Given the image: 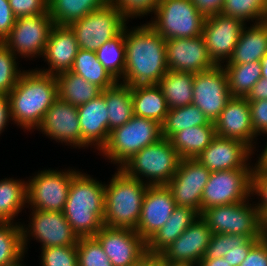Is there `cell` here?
<instances>
[{
	"instance_id": "cell-4",
	"label": "cell",
	"mask_w": 267,
	"mask_h": 266,
	"mask_svg": "<svg viewBox=\"0 0 267 266\" xmlns=\"http://www.w3.org/2000/svg\"><path fill=\"white\" fill-rule=\"evenodd\" d=\"M148 186L117 168L109 184H105L104 226L136 230Z\"/></svg>"
},
{
	"instance_id": "cell-23",
	"label": "cell",
	"mask_w": 267,
	"mask_h": 266,
	"mask_svg": "<svg viewBox=\"0 0 267 266\" xmlns=\"http://www.w3.org/2000/svg\"><path fill=\"white\" fill-rule=\"evenodd\" d=\"M214 127L216 136L242 141L253 151L256 148L254 140L258 138L251 124L249 101L246 98L232 97L214 121Z\"/></svg>"
},
{
	"instance_id": "cell-50",
	"label": "cell",
	"mask_w": 267,
	"mask_h": 266,
	"mask_svg": "<svg viewBox=\"0 0 267 266\" xmlns=\"http://www.w3.org/2000/svg\"><path fill=\"white\" fill-rule=\"evenodd\" d=\"M16 19L9 5V1L0 0V43L9 36Z\"/></svg>"
},
{
	"instance_id": "cell-22",
	"label": "cell",
	"mask_w": 267,
	"mask_h": 266,
	"mask_svg": "<svg viewBox=\"0 0 267 266\" xmlns=\"http://www.w3.org/2000/svg\"><path fill=\"white\" fill-rule=\"evenodd\" d=\"M176 203L166 185L148 186L136 232L146 242L170 218Z\"/></svg>"
},
{
	"instance_id": "cell-3",
	"label": "cell",
	"mask_w": 267,
	"mask_h": 266,
	"mask_svg": "<svg viewBox=\"0 0 267 266\" xmlns=\"http://www.w3.org/2000/svg\"><path fill=\"white\" fill-rule=\"evenodd\" d=\"M105 183L79 170L73 175L64 215L78 237H94L104 226Z\"/></svg>"
},
{
	"instance_id": "cell-16",
	"label": "cell",
	"mask_w": 267,
	"mask_h": 266,
	"mask_svg": "<svg viewBox=\"0 0 267 266\" xmlns=\"http://www.w3.org/2000/svg\"><path fill=\"white\" fill-rule=\"evenodd\" d=\"M245 25L243 21L221 13L205 18L202 36L216 65H223L231 58Z\"/></svg>"
},
{
	"instance_id": "cell-53",
	"label": "cell",
	"mask_w": 267,
	"mask_h": 266,
	"mask_svg": "<svg viewBox=\"0 0 267 266\" xmlns=\"http://www.w3.org/2000/svg\"><path fill=\"white\" fill-rule=\"evenodd\" d=\"M246 99L251 101L267 99V79L261 78L251 89Z\"/></svg>"
},
{
	"instance_id": "cell-31",
	"label": "cell",
	"mask_w": 267,
	"mask_h": 266,
	"mask_svg": "<svg viewBox=\"0 0 267 266\" xmlns=\"http://www.w3.org/2000/svg\"><path fill=\"white\" fill-rule=\"evenodd\" d=\"M61 100L79 107L101 94L102 89L81 76L65 71L55 75Z\"/></svg>"
},
{
	"instance_id": "cell-6",
	"label": "cell",
	"mask_w": 267,
	"mask_h": 266,
	"mask_svg": "<svg viewBox=\"0 0 267 266\" xmlns=\"http://www.w3.org/2000/svg\"><path fill=\"white\" fill-rule=\"evenodd\" d=\"M162 138L161 124L133 116L127 123L109 133L100 153L120 168L134 154Z\"/></svg>"
},
{
	"instance_id": "cell-33",
	"label": "cell",
	"mask_w": 267,
	"mask_h": 266,
	"mask_svg": "<svg viewBox=\"0 0 267 266\" xmlns=\"http://www.w3.org/2000/svg\"><path fill=\"white\" fill-rule=\"evenodd\" d=\"M194 73L168 70L159 81L168 109L192 104Z\"/></svg>"
},
{
	"instance_id": "cell-44",
	"label": "cell",
	"mask_w": 267,
	"mask_h": 266,
	"mask_svg": "<svg viewBox=\"0 0 267 266\" xmlns=\"http://www.w3.org/2000/svg\"><path fill=\"white\" fill-rule=\"evenodd\" d=\"M42 266H78L77 246L41 248Z\"/></svg>"
},
{
	"instance_id": "cell-2",
	"label": "cell",
	"mask_w": 267,
	"mask_h": 266,
	"mask_svg": "<svg viewBox=\"0 0 267 266\" xmlns=\"http://www.w3.org/2000/svg\"><path fill=\"white\" fill-rule=\"evenodd\" d=\"M12 121L27 131L37 129L43 116L59 98L55 75L25 70L8 94Z\"/></svg>"
},
{
	"instance_id": "cell-52",
	"label": "cell",
	"mask_w": 267,
	"mask_h": 266,
	"mask_svg": "<svg viewBox=\"0 0 267 266\" xmlns=\"http://www.w3.org/2000/svg\"><path fill=\"white\" fill-rule=\"evenodd\" d=\"M11 117L10 101L8 96L0 95V135L4 131Z\"/></svg>"
},
{
	"instance_id": "cell-43",
	"label": "cell",
	"mask_w": 267,
	"mask_h": 266,
	"mask_svg": "<svg viewBox=\"0 0 267 266\" xmlns=\"http://www.w3.org/2000/svg\"><path fill=\"white\" fill-rule=\"evenodd\" d=\"M76 246L78 266H113L95 237H80Z\"/></svg>"
},
{
	"instance_id": "cell-12",
	"label": "cell",
	"mask_w": 267,
	"mask_h": 266,
	"mask_svg": "<svg viewBox=\"0 0 267 266\" xmlns=\"http://www.w3.org/2000/svg\"><path fill=\"white\" fill-rule=\"evenodd\" d=\"M28 226L21 225L22 244L27 253V242L30 237L41 243V248L52 246H75L79 237L67 222L63 212L32 209ZM29 238V239H28Z\"/></svg>"
},
{
	"instance_id": "cell-59",
	"label": "cell",
	"mask_w": 267,
	"mask_h": 266,
	"mask_svg": "<svg viewBox=\"0 0 267 266\" xmlns=\"http://www.w3.org/2000/svg\"><path fill=\"white\" fill-rule=\"evenodd\" d=\"M22 261H23V259L21 258L18 261L14 262L10 265H7V266H25L24 264H22Z\"/></svg>"
},
{
	"instance_id": "cell-29",
	"label": "cell",
	"mask_w": 267,
	"mask_h": 266,
	"mask_svg": "<svg viewBox=\"0 0 267 266\" xmlns=\"http://www.w3.org/2000/svg\"><path fill=\"white\" fill-rule=\"evenodd\" d=\"M131 99L134 116L164 123L169 109L158 84L131 86Z\"/></svg>"
},
{
	"instance_id": "cell-15",
	"label": "cell",
	"mask_w": 267,
	"mask_h": 266,
	"mask_svg": "<svg viewBox=\"0 0 267 266\" xmlns=\"http://www.w3.org/2000/svg\"><path fill=\"white\" fill-rule=\"evenodd\" d=\"M210 171L196 159H181L175 175L166 184L178 207H188L201 215V198Z\"/></svg>"
},
{
	"instance_id": "cell-56",
	"label": "cell",
	"mask_w": 267,
	"mask_h": 266,
	"mask_svg": "<svg viewBox=\"0 0 267 266\" xmlns=\"http://www.w3.org/2000/svg\"><path fill=\"white\" fill-rule=\"evenodd\" d=\"M260 235L267 240V209L260 213Z\"/></svg>"
},
{
	"instance_id": "cell-17",
	"label": "cell",
	"mask_w": 267,
	"mask_h": 266,
	"mask_svg": "<svg viewBox=\"0 0 267 266\" xmlns=\"http://www.w3.org/2000/svg\"><path fill=\"white\" fill-rule=\"evenodd\" d=\"M212 234L207 222L200 215L159 256L167 263L197 266L205 256Z\"/></svg>"
},
{
	"instance_id": "cell-55",
	"label": "cell",
	"mask_w": 267,
	"mask_h": 266,
	"mask_svg": "<svg viewBox=\"0 0 267 266\" xmlns=\"http://www.w3.org/2000/svg\"><path fill=\"white\" fill-rule=\"evenodd\" d=\"M142 266H164V260L159 255L146 254L142 258Z\"/></svg>"
},
{
	"instance_id": "cell-48",
	"label": "cell",
	"mask_w": 267,
	"mask_h": 266,
	"mask_svg": "<svg viewBox=\"0 0 267 266\" xmlns=\"http://www.w3.org/2000/svg\"><path fill=\"white\" fill-rule=\"evenodd\" d=\"M249 107L255 135H267V99L251 101Z\"/></svg>"
},
{
	"instance_id": "cell-11",
	"label": "cell",
	"mask_w": 267,
	"mask_h": 266,
	"mask_svg": "<svg viewBox=\"0 0 267 266\" xmlns=\"http://www.w3.org/2000/svg\"><path fill=\"white\" fill-rule=\"evenodd\" d=\"M253 169L210 172L201 198V213L207 208L243 202L252 195Z\"/></svg>"
},
{
	"instance_id": "cell-18",
	"label": "cell",
	"mask_w": 267,
	"mask_h": 266,
	"mask_svg": "<svg viewBox=\"0 0 267 266\" xmlns=\"http://www.w3.org/2000/svg\"><path fill=\"white\" fill-rule=\"evenodd\" d=\"M94 237L113 266L134 265L147 254L146 242L132 229L103 226Z\"/></svg>"
},
{
	"instance_id": "cell-26",
	"label": "cell",
	"mask_w": 267,
	"mask_h": 266,
	"mask_svg": "<svg viewBox=\"0 0 267 266\" xmlns=\"http://www.w3.org/2000/svg\"><path fill=\"white\" fill-rule=\"evenodd\" d=\"M267 54V20L245 25L234 47L231 58L223 65H239L260 62Z\"/></svg>"
},
{
	"instance_id": "cell-14",
	"label": "cell",
	"mask_w": 267,
	"mask_h": 266,
	"mask_svg": "<svg viewBox=\"0 0 267 266\" xmlns=\"http://www.w3.org/2000/svg\"><path fill=\"white\" fill-rule=\"evenodd\" d=\"M231 98L227 73L222 65L194 74L192 104L210 122L214 123Z\"/></svg>"
},
{
	"instance_id": "cell-10",
	"label": "cell",
	"mask_w": 267,
	"mask_h": 266,
	"mask_svg": "<svg viewBox=\"0 0 267 266\" xmlns=\"http://www.w3.org/2000/svg\"><path fill=\"white\" fill-rule=\"evenodd\" d=\"M76 172L72 168L38 171L27 181V205L35 210L63 212L70 182Z\"/></svg>"
},
{
	"instance_id": "cell-1",
	"label": "cell",
	"mask_w": 267,
	"mask_h": 266,
	"mask_svg": "<svg viewBox=\"0 0 267 266\" xmlns=\"http://www.w3.org/2000/svg\"><path fill=\"white\" fill-rule=\"evenodd\" d=\"M125 69L119 81L128 86L158 84L169 70L166 40L148 23L125 26Z\"/></svg>"
},
{
	"instance_id": "cell-24",
	"label": "cell",
	"mask_w": 267,
	"mask_h": 266,
	"mask_svg": "<svg viewBox=\"0 0 267 266\" xmlns=\"http://www.w3.org/2000/svg\"><path fill=\"white\" fill-rule=\"evenodd\" d=\"M79 50L75 32L69 25H54L42 58L47 61L48 69L39 72L56 75L69 71Z\"/></svg>"
},
{
	"instance_id": "cell-61",
	"label": "cell",
	"mask_w": 267,
	"mask_h": 266,
	"mask_svg": "<svg viewBox=\"0 0 267 266\" xmlns=\"http://www.w3.org/2000/svg\"><path fill=\"white\" fill-rule=\"evenodd\" d=\"M131 266H142V259L139 262H137L136 264L131 265Z\"/></svg>"
},
{
	"instance_id": "cell-46",
	"label": "cell",
	"mask_w": 267,
	"mask_h": 266,
	"mask_svg": "<svg viewBox=\"0 0 267 266\" xmlns=\"http://www.w3.org/2000/svg\"><path fill=\"white\" fill-rule=\"evenodd\" d=\"M253 194L259 197V201L255 204L261 213L267 209V163L259 160L255 163L252 174Z\"/></svg>"
},
{
	"instance_id": "cell-35",
	"label": "cell",
	"mask_w": 267,
	"mask_h": 266,
	"mask_svg": "<svg viewBox=\"0 0 267 266\" xmlns=\"http://www.w3.org/2000/svg\"><path fill=\"white\" fill-rule=\"evenodd\" d=\"M27 182L20 179L0 180V222L15 223L14 218L27 204Z\"/></svg>"
},
{
	"instance_id": "cell-28",
	"label": "cell",
	"mask_w": 267,
	"mask_h": 266,
	"mask_svg": "<svg viewBox=\"0 0 267 266\" xmlns=\"http://www.w3.org/2000/svg\"><path fill=\"white\" fill-rule=\"evenodd\" d=\"M259 239L261 236L213 233L203 258L224 257L231 266H239Z\"/></svg>"
},
{
	"instance_id": "cell-19",
	"label": "cell",
	"mask_w": 267,
	"mask_h": 266,
	"mask_svg": "<svg viewBox=\"0 0 267 266\" xmlns=\"http://www.w3.org/2000/svg\"><path fill=\"white\" fill-rule=\"evenodd\" d=\"M167 67L177 72H199L216 66L209 56L203 36L166 40Z\"/></svg>"
},
{
	"instance_id": "cell-36",
	"label": "cell",
	"mask_w": 267,
	"mask_h": 266,
	"mask_svg": "<svg viewBox=\"0 0 267 266\" xmlns=\"http://www.w3.org/2000/svg\"><path fill=\"white\" fill-rule=\"evenodd\" d=\"M69 71L90 83L96 84L102 90L112 87L117 82L97 59L94 51L79 48Z\"/></svg>"
},
{
	"instance_id": "cell-57",
	"label": "cell",
	"mask_w": 267,
	"mask_h": 266,
	"mask_svg": "<svg viewBox=\"0 0 267 266\" xmlns=\"http://www.w3.org/2000/svg\"><path fill=\"white\" fill-rule=\"evenodd\" d=\"M260 62H261L262 78L267 79V54Z\"/></svg>"
},
{
	"instance_id": "cell-30",
	"label": "cell",
	"mask_w": 267,
	"mask_h": 266,
	"mask_svg": "<svg viewBox=\"0 0 267 266\" xmlns=\"http://www.w3.org/2000/svg\"><path fill=\"white\" fill-rule=\"evenodd\" d=\"M215 137L214 125H201L178 131L170 140L181 159H196Z\"/></svg>"
},
{
	"instance_id": "cell-49",
	"label": "cell",
	"mask_w": 267,
	"mask_h": 266,
	"mask_svg": "<svg viewBox=\"0 0 267 266\" xmlns=\"http://www.w3.org/2000/svg\"><path fill=\"white\" fill-rule=\"evenodd\" d=\"M239 266H267V240L259 239Z\"/></svg>"
},
{
	"instance_id": "cell-9",
	"label": "cell",
	"mask_w": 267,
	"mask_h": 266,
	"mask_svg": "<svg viewBox=\"0 0 267 266\" xmlns=\"http://www.w3.org/2000/svg\"><path fill=\"white\" fill-rule=\"evenodd\" d=\"M249 200L207 208L201 217L212 233L261 236L260 213L256 204H249Z\"/></svg>"
},
{
	"instance_id": "cell-27",
	"label": "cell",
	"mask_w": 267,
	"mask_h": 266,
	"mask_svg": "<svg viewBox=\"0 0 267 266\" xmlns=\"http://www.w3.org/2000/svg\"><path fill=\"white\" fill-rule=\"evenodd\" d=\"M199 216L200 214L192 208L176 206L170 218L146 241V253L159 255L198 219Z\"/></svg>"
},
{
	"instance_id": "cell-58",
	"label": "cell",
	"mask_w": 267,
	"mask_h": 266,
	"mask_svg": "<svg viewBox=\"0 0 267 266\" xmlns=\"http://www.w3.org/2000/svg\"><path fill=\"white\" fill-rule=\"evenodd\" d=\"M259 156H258L259 161L267 163V143L264 147V150L261 152V154H259Z\"/></svg>"
},
{
	"instance_id": "cell-25",
	"label": "cell",
	"mask_w": 267,
	"mask_h": 266,
	"mask_svg": "<svg viewBox=\"0 0 267 266\" xmlns=\"http://www.w3.org/2000/svg\"><path fill=\"white\" fill-rule=\"evenodd\" d=\"M82 147L88 146L101 150L109 137V116L103 97V90L100 95L85 104L77 107Z\"/></svg>"
},
{
	"instance_id": "cell-38",
	"label": "cell",
	"mask_w": 267,
	"mask_h": 266,
	"mask_svg": "<svg viewBox=\"0 0 267 266\" xmlns=\"http://www.w3.org/2000/svg\"><path fill=\"white\" fill-rule=\"evenodd\" d=\"M222 66L227 73L232 97L246 98L252 87L262 78L261 62Z\"/></svg>"
},
{
	"instance_id": "cell-39",
	"label": "cell",
	"mask_w": 267,
	"mask_h": 266,
	"mask_svg": "<svg viewBox=\"0 0 267 266\" xmlns=\"http://www.w3.org/2000/svg\"><path fill=\"white\" fill-rule=\"evenodd\" d=\"M95 52L106 71L116 81H120L123 78L126 60L125 28L118 36L105 42Z\"/></svg>"
},
{
	"instance_id": "cell-37",
	"label": "cell",
	"mask_w": 267,
	"mask_h": 266,
	"mask_svg": "<svg viewBox=\"0 0 267 266\" xmlns=\"http://www.w3.org/2000/svg\"><path fill=\"white\" fill-rule=\"evenodd\" d=\"M214 125L194 104L169 109L162 127V138L170 139L178 131L187 128Z\"/></svg>"
},
{
	"instance_id": "cell-54",
	"label": "cell",
	"mask_w": 267,
	"mask_h": 266,
	"mask_svg": "<svg viewBox=\"0 0 267 266\" xmlns=\"http://www.w3.org/2000/svg\"><path fill=\"white\" fill-rule=\"evenodd\" d=\"M197 266H231L227 259L222 258H202Z\"/></svg>"
},
{
	"instance_id": "cell-60",
	"label": "cell",
	"mask_w": 267,
	"mask_h": 266,
	"mask_svg": "<svg viewBox=\"0 0 267 266\" xmlns=\"http://www.w3.org/2000/svg\"><path fill=\"white\" fill-rule=\"evenodd\" d=\"M164 266H190L186 264H172V263H167L164 261Z\"/></svg>"
},
{
	"instance_id": "cell-13",
	"label": "cell",
	"mask_w": 267,
	"mask_h": 266,
	"mask_svg": "<svg viewBox=\"0 0 267 266\" xmlns=\"http://www.w3.org/2000/svg\"><path fill=\"white\" fill-rule=\"evenodd\" d=\"M54 25L49 13L17 18L3 43L16 57H42Z\"/></svg>"
},
{
	"instance_id": "cell-8",
	"label": "cell",
	"mask_w": 267,
	"mask_h": 266,
	"mask_svg": "<svg viewBox=\"0 0 267 266\" xmlns=\"http://www.w3.org/2000/svg\"><path fill=\"white\" fill-rule=\"evenodd\" d=\"M126 21L121 12L109 2L69 26L75 32L78 47L95 52L105 42L118 36L125 28Z\"/></svg>"
},
{
	"instance_id": "cell-7",
	"label": "cell",
	"mask_w": 267,
	"mask_h": 266,
	"mask_svg": "<svg viewBox=\"0 0 267 266\" xmlns=\"http://www.w3.org/2000/svg\"><path fill=\"white\" fill-rule=\"evenodd\" d=\"M154 15L147 23L165 40L201 36L206 18L191 0H160Z\"/></svg>"
},
{
	"instance_id": "cell-5",
	"label": "cell",
	"mask_w": 267,
	"mask_h": 266,
	"mask_svg": "<svg viewBox=\"0 0 267 266\" xmlns=\"http://www.w3.org/2000/svg\"><path fill=\"white\" fill-rule=\"evenodd\" d=\"M180 160L171 140L161 138L134 154L120 169L149 186L166 185L175 175Z\"/></svg>"
},
{
	"instance_id": "cell-51",
	"label": "cell",
	"mask_w": 267,
	"mask_h": 266,
	"mask_svg": "<svg viewBox=\"0 0 267 266\" xmlns=\"http://www.w3.org/2000/svg\"><path fill=\"white\" fill-rule=\"evenodd\" d=\"M198 11L205 17L219 14L224 6L225 0H191Z\"/></svg>"
},
{
	"instance_id": "cell-42",
	"label": "cell",
	"mask_w": 267,
	"mask_h": 266,
	"mask_svg": "<svg viewBox=\"0 0 267 266\" xmlns=\"http://www.w3.org/2000/svg\"><path fill=\"white\" fill-rule=\"evenodd\" d=\"M17 57L3 43H0V95H6L17 84V80L25 70L18 69Z\"/></svg>"
},
{
	"instance_id": "cell-47",
	"label": "cell",
	"mask_w": 267,
	"mask_h": 266,
	"mask_svg": "<svg viewBox=\"0 0 267 266\" xmlns=\"http://www.w3.org/2000/svg\"><path fill=\"white\" fill-rule=\"evenodd\" d=\"M16 18L48 13V0H8Z\"/></svg>"
},
{
	"instance_id": "cell-34",
	"label": "cell",
	"mask_w": 267,
	"mask_h": 266,
	"mask_svg": "<svg viewBox=\"0 0 267 266\" xmlns=\"http://www.w3.org/2000/svg\"><path fill=\"white\" fill-rule=\"evenodd\" d=\"M48 13L55 25H70L110 0H48Z\"/></svg>"
},
{
	"instance_id": "cell-41",
	"label": "cell",
	"mask_w": 267,
	"mask_h": 266,
	"mask_svg": "<svg viewBox=\"0 0 267 266\" xmlns=\"http://www.w3.org/2000/svg\"><path fill=\"white\" fill-rule=\"evenodd\" d=\"M220 13L239 19L246 24L248 21L263 22L267 20V0H225Z\"/></svg>"
},
{
	"instance_id": "cell-45",
	"label": "cell",
	"mask_w": 267,
	"mask_h": 266,
	"mask_svg": "<svg viewBox=\"0 0 267 266\" xmlns=\"http://www.w3.org/2000/svg\"><path fill=\"white\" fill-rule=\"evenodd\" d=\"M160 0H110L128 21L130 18L154 14Z\"/></svg>"
},
{
	"instance_id": "cell-20",
	"label": "cell",
	"mask_w": 267,
	"mask_h": 266,
	"mask_svg": "<svg viewBox=\"0 0 267 266\" xmlns=\"http://www.w3.org/2000/svg\"><path fill=\"white\" fill-rule=\"evenodd\" d=\"M57 142L73 148H82L81 128L77 107L58 98L46 114L37 130Z\"/></svg>"
},
{
	"instance_id": "cell-32",
	"label": "cell",
	"mask_w": 267,
	"mask_h": 266,
	"mask_svg": "<svg viewBox=\"0 0 267 266\" xmlns=\"http://www.w3.org/2000/svg\"><path fill=\"white\" fill-rule=\"evenodd\" d=\"M108 110L109 132L127 123L133 116L131 86L117 81L112 87L103 90Z\"/></svg>"
},
{
	"instance_id": "cell-21",
	"label": "cell",
	"mask_w": 267,
	"mask_h": 266,
	"mask_svg": "<svg viewBox=\"0 0 267 266\" xmlns=\"http://www.w3.org/2000/svg\"><path fill=\"white\" fill-rule=\"evenodd\" d=\"M255 152L236 139L216 136L197 157L210 172L231 169H254L248 161ZM249 162V163H248Z\"/></svg>"
},
{
	"instance_id": "cell-40",
	"label": "cell",
	"mask_w": 267,
	"mask_h": 266,
	"mask_svg": "<svg viewBox=\"0 0 267 266\" xmlns=\"http://www.w3.org/2000/svg\"><path fill=\"white\" fill-rule=\"evenodd\" d=\"M21 225L0 222V266H7L25 257Z\"/></svg>"
}]
</instances>
